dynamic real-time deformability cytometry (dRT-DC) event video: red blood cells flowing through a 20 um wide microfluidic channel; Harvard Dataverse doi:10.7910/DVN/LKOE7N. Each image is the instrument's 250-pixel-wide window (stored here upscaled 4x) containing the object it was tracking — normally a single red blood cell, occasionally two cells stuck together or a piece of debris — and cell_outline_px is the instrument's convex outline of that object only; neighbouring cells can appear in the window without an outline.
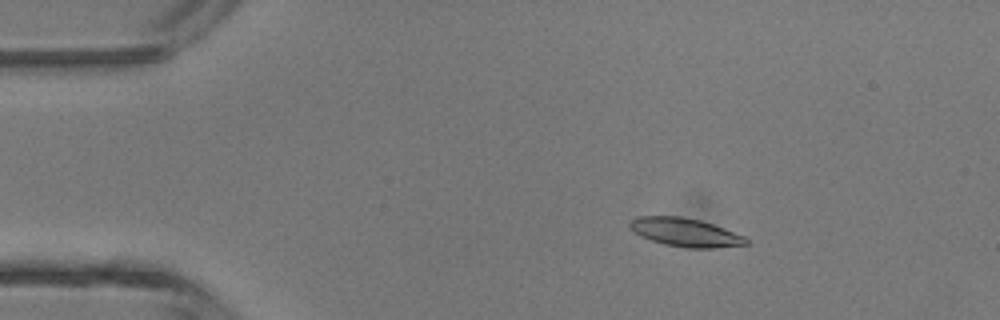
{"species": "common noctule bat (a hibernating species)", "species_latin": "Nyctalus noctula", "temperature_condition": "room temperature", "stored_images_in_passage": 5, "camera_frame_rate_fps": 3000, "um_per_image_px": 0.085, "animal": {"sex": "male", "body_mass_g": 13.3}, "frame": {"image": 1, "passage_image": 3, "time_ms": 0.667, "image_size_px": [1000, 320], "cell_outline_px": [[748, 244], [712, 248], [688, 248], [664, 244], [640, 236], [628, 224], [636, 216], [680, 216], [700, 220], [724, 228], [744, 236], [748, 240]], "centroid_in_image_um": [58.25, 19.74], "position_along_channel_um": 26.7, "area_um2": 19.07}}
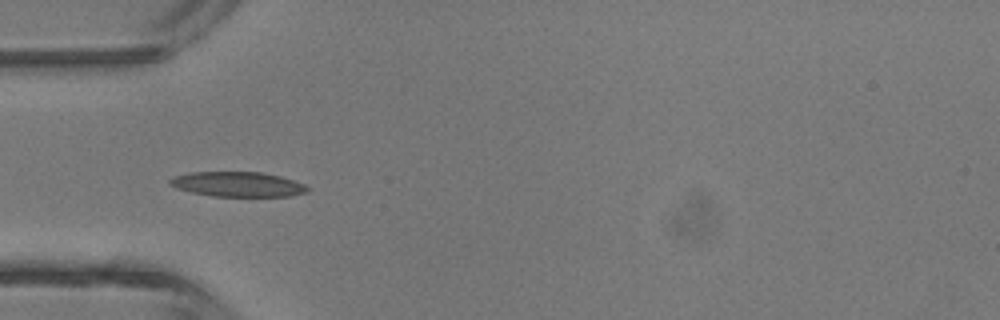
{"frame": {"image": 2, "passage_image": 5, "time_ms": 1.333, "image_size_px": [1000, 320], "cell_outline_px": [[308, 192], [288, 196], [212, 196], [192, 192], [176, 188], [168, 184], [168, 180], [172, 176], [188, 172], [260, 172], [280, 176], [304, 184], [308, 188]], "centroid_in_image_um": [20.14, 15.65], "position_along_channel_um": 64.9, "area_um2": 19.94}}